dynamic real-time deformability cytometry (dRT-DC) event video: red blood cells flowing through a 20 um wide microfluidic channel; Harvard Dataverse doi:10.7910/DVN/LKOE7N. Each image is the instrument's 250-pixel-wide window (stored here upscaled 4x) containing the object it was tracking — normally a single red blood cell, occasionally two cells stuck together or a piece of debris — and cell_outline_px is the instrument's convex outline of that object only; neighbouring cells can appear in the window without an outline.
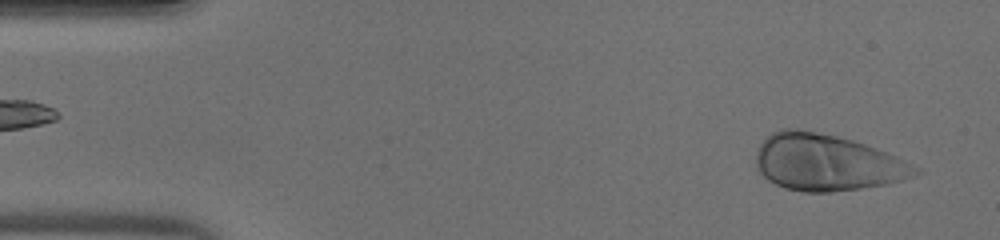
{"species": "human", "species_latin": "Homo sapiens", "temperature_condition": "warm", "stored_images_in_passage": 44, "camera_frame_rate_fps": 3000, "um_per_image_px": 0.085, "donor": {"sex": "male"}, "frame": {"image": 1, "passage_image": 2, "time_ms": 0.333, "image_size_px": [1000, 240], "cell_outline_px": [[924, 172], [916, 176], [888, 184], [860, 188], [828, 192], [804, 192], [784, 188], [768, 180], [756, 168], [756, 152], [760, 144], [772, 132], [784, 128], [796, 128], [836, 136], [852, 140], [864, 144], [896, 156], [920, 168]], "centroid_in_image_um": [70.29, 13.82], "position_along_channel_um": 14.7, "area_um2": 52.42}}
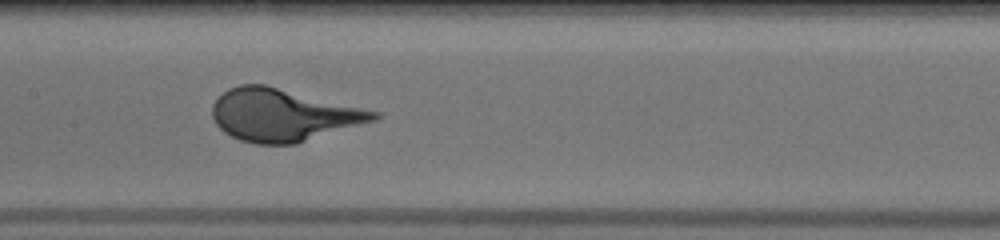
{"frame": {"image": 2, "passage_image": 21, "time_ms": 6.667, "image_size_px": [1000, 240], "cell_outline_px": [[380, 116], [376, 120], [296, 144], [256, 144], [240, 140], [224, 132], [216, 124], [212, 116], [212, 104], [228, 88], [240, 84], [264, 84], [380, 112]], "centroid_in_image_um": [24.04, 9.78], "position_along_channel_um": 183.4, "area_um2": 49.07}}
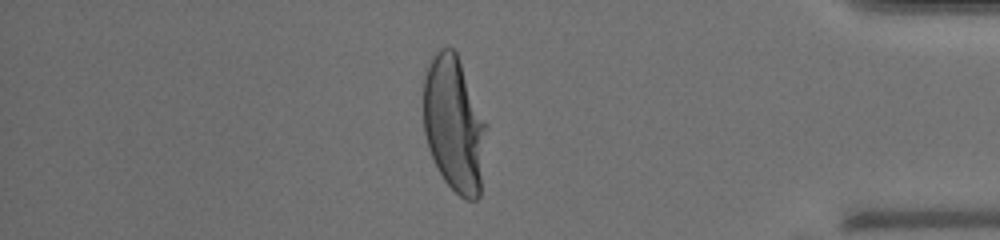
{"frame": {"image": 3, "passage_image": 38, "time_ms": 12.333, "image_size_px": [1000, 240], "cell_outline_px": [[488, 128], [480, 196], [476, 200], [468, 200], [460, 196], [444, 180], [428, 148], [424, 132], [424, 72], [432, 56], [440, 48], [452, 48], [456, 52], [488, 124]], "centroid_in_image_um": [38.63, 10.56], "position_along_channel_um": 396.6, "area_um2": 50.17}}